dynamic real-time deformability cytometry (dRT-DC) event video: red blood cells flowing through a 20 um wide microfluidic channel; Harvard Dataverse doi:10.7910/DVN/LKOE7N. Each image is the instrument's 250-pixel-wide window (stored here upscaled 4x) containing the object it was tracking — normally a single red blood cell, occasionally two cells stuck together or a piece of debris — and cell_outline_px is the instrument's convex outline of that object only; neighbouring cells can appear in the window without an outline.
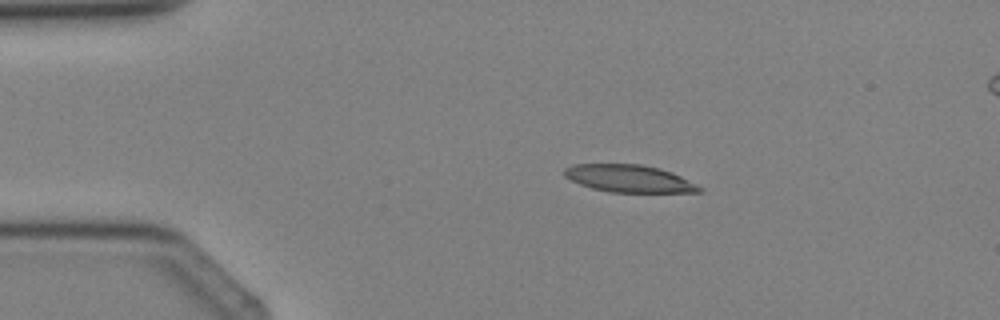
{"species": "Egyptian fruit bat (a non-hibernating species)", "species_latin": "Rousettus aegyptiacus", "temperature_condition": "cold", "stored_images_in_passage": 3, "segment_of_instrument_passage": [1, 2], "camera_frame_rate_fps": 3000, "um_per_image_px": 0.085, "animal": {"sex": "female"}, "frame": {"image": 1, "passage_image": 2, "time_ms": 1.0, "image_size_px": [1000, 320], "cell_outline_px": [[704, 192], [608, 192], [592, 188], [580, 184], [564, 176], [564, 168], [572, 164], [640, 164], [660, 168], [672, 172], [704, 188]], "centroid_in_image_um": [53.48, 15.17], "position_along_channel_um": 31.5, "area_um2": 21.56}}